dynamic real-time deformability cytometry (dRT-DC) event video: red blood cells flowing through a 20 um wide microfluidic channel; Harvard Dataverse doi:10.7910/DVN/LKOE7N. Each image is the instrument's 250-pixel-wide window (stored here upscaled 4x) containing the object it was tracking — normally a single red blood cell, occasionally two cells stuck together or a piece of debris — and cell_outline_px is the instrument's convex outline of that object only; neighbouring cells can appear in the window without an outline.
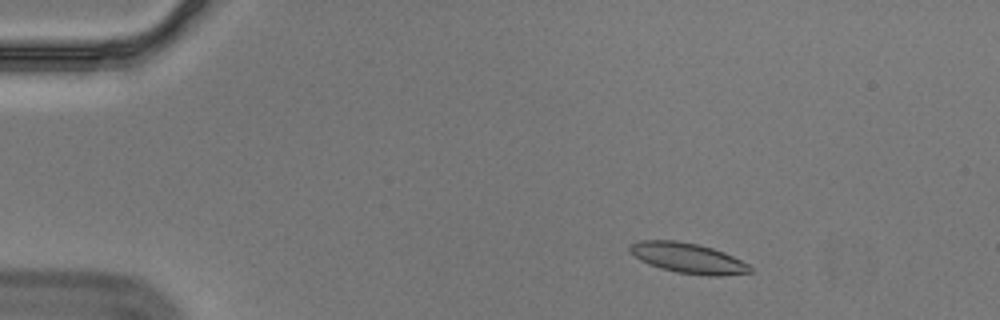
{"species": "Egyptian fruit bat (a non-hibernating species)", "species_latin": "Rousettus aegyptiacus", "temperature_condition": "cold", "stored_images_in_passage": 55, "segment_of_instrument_passage": [1, 2], "camera_frame_rate_fps": 3000, "um_per_image_px": 0.085, "animal": {"sex": "male"}, "frame": {"image": 1, "passage_image": 7, "time_ms": 2.0, "image_size_px": [1000, 320], "cell_outline_px": [[752, 272], [720, 276], [708, 276], [676, 272], [660, 268], [640, 260], [628, 252], [628, 248], [632, 244], [640, 240], [676, 240], [700, 244], [724, 252], [748, 264], [752, 268]], "centroid_in_image_um": [58.46, 21.93], "position_along_channel_um": 26.5, "area_um2": 21.27}}
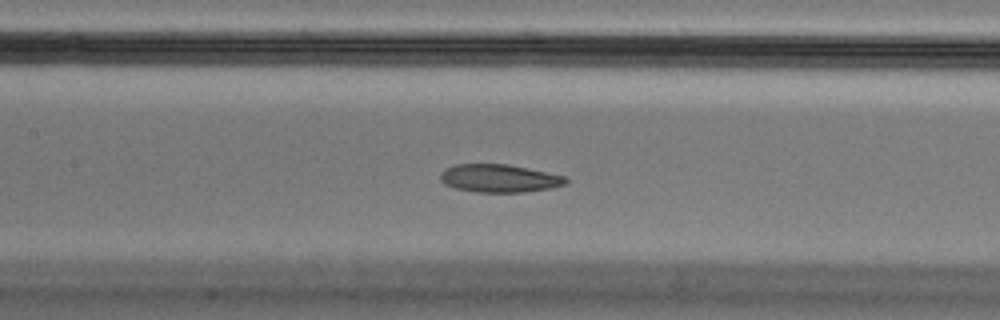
{"frame": {"image": 2, "passage_image": 25, "time_ms": 8.0, "image_size_px": [1000, 320], "cell_outline_px": [[568, 184], [552, 188], [524, 192], [476, 192], [456, 188], [444, 184], [440, 180], [440, 176], [448, 168], [456, 164], [508, 164], [564, 176], [568, 180]], "centroid_in_image_um": [42.47, 15.17], "position_along_channel_um": 164.9, "area_um2": 20.29}}
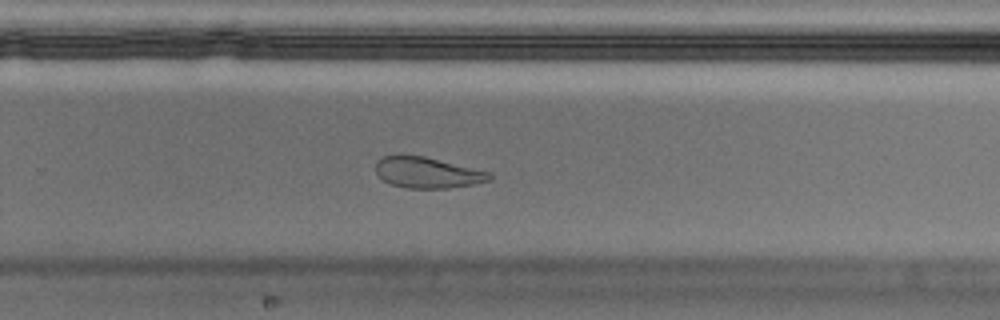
{"frame": {"image": 3, "passage_image": 36, "time_ms": 11.667, "image_size_px": [1000, 320], "cell_outline_px": [[492, 180], [472, 184], [448, 188], [408, 188], [392, 184], [384, 180], [376, 172], [376, 160], [384, 156], [424, 156], [492, 172]], "centroid_in_image_um": [36.37, 14.67], "position_along_channel_um": 293.4, "area_um2": 20.29}}